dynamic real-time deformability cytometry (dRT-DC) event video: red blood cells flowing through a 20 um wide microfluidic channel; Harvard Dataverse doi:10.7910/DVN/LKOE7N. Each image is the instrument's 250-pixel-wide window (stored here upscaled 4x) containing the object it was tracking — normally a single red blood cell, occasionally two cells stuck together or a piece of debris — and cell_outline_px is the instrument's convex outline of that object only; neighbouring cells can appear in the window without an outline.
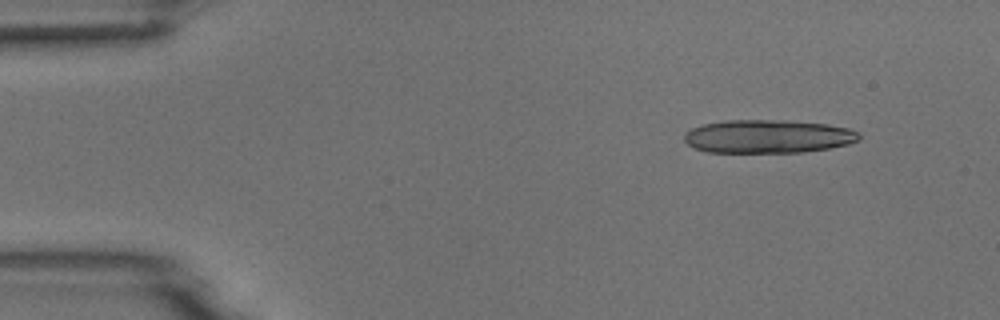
{"species": "common noctule bat (a hibernating species)", "species_latin": "Nyctalus noctula", "temperature_condition": "room temperature", "stored_images_in_passage": 4, "camera_frame_rate_fps": 3000, "um_per_image_px": 0.085, "animal": {"sex": "male", "body_mass_g": 18.8}, "frame": {"image": 1, "passage_image": 1, "time_ms": 0.0, "image_size_px": [1000, 320], "cell_outline_px": [[860, 140], [848, 144], [828, 148], [804, 152], [708, 152], [696, 148], [688, 144], [684, 140], [684, 136], [692, 128], [704, 124], [728, 120], [784, 120], [828, 124], [848, 128], [860, 132]], "centroid_in_image_um": [65.32, 11.59], "position_along_channel_um": 19.7, "area_um2": 33.87}}